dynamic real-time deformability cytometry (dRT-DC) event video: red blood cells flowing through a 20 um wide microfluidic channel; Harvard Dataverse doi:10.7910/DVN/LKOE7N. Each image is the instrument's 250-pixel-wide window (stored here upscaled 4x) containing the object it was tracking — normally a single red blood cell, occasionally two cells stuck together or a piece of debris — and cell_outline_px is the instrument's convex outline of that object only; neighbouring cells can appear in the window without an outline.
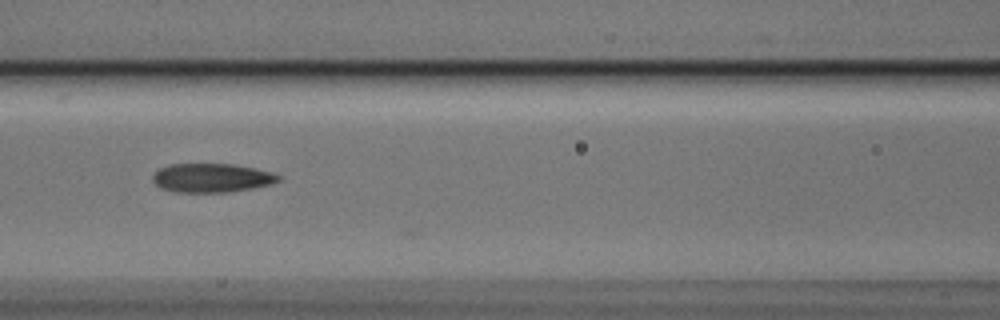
{"species": "Egyptian fruit bat (a non-hibernating species)", "species_latin": "Rousettus aegyptiacus", "temperature_condition": "cold", "stored_images_in_passage": 5, "camera_frame_rate_fps": 3000, "um_per_image_px": 0.085, "animal": {"sex": "male"}, "frame": {"image": 1, "passage_image": 3, "time_ms": 0.667, "image_size_px": [1000, 320], "cell_outline_px": [[284, 176], [280, 180], [272, 184], [252, 188], [228, 192], [176, 192], [160, 188], [152, 180], [152, 176], [160, 168], [168, 164], [232, 164], [256, 168], [272, 172]], "centroid_in_image_um": [18.03, 15.12], "position_along_channel_um": 148.6, "area_um2": 21.33}}
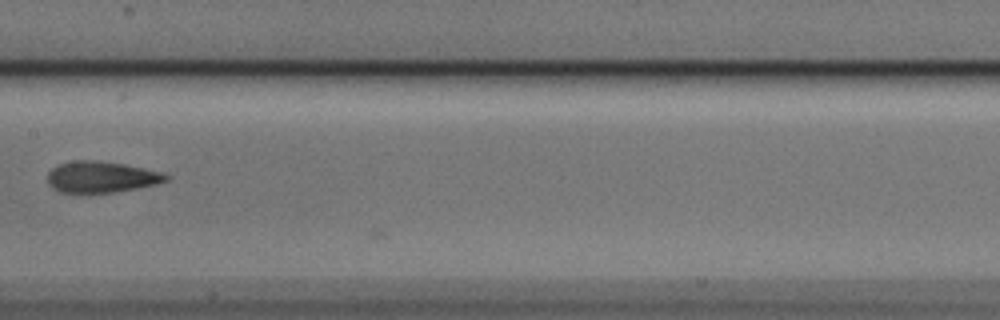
{"frame": {"image": 2, "passage_image": 4, "time_ms": 1.0, "image_size_px": [1000, 320], "cell_outline_px": [[168, 180], [156, 184], [136, 188], [112, 192], [60, 192], [52, 188], [48, 184], [48, 172], [52, 168], [60, 164], [72, 160], [96, 160], [124, 164], [144, 168], [160, 172], [168, 176]], "centroid_in_image_um": [8.57, 15.03], "position_along_channel_um": 198.8, "area_um2": 21.33}}
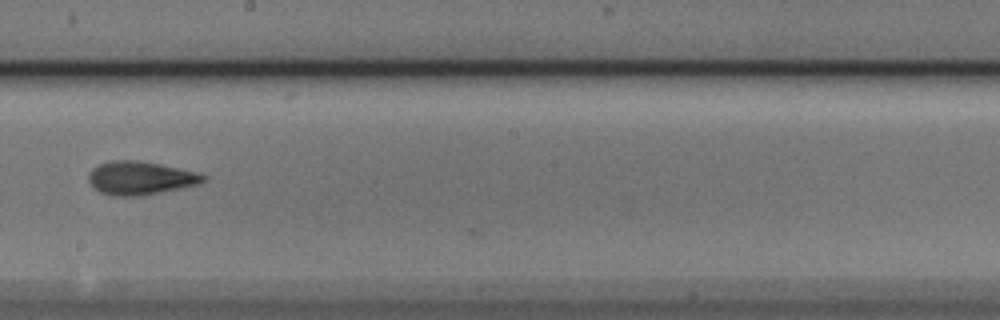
{"frame": {"image": 3, "passage_image": 5, "time_ms": 1.333, "image_size_px": [1000, 320], "cell_outline_px": [[208, 180], [196, 184], [180, 188], [140, 196], [116, 196], [100, 192], [88, 180], [88, 172], [92, 168], [100, 164], [112, 160], [136, 160], [160, 164], [196, 172], [208, 176]], "centroid_in_image_um": [11.93, 15.13], "position_along_channel_um": 236.3, "area_um2": 22.14}}